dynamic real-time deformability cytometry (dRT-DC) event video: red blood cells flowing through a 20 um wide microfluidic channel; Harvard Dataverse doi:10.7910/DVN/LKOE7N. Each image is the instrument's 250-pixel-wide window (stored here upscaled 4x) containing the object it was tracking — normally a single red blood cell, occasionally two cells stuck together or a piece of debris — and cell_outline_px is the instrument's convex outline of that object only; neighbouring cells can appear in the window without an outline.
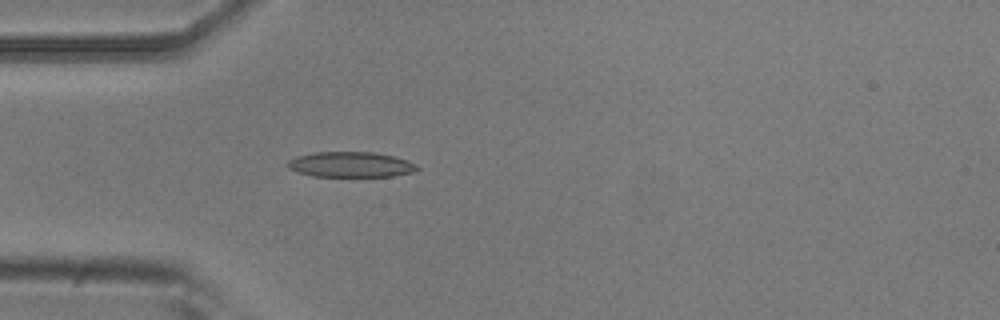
{"species": "common noctule bat (a hibernating species)", "species_latin": "Nyctalus noctula", "temperature_condition": "room temperature", "stored_images_in_passage": 5, "camera_frame_rate_fps": 3000, "um_per_image_px": 0.085, "animal": {"sex": "male", "body_mass_g": 20.5, "forearm_length_mm": 52.5}, "frame": {"image": 1, "passage_image": 5, "time_ms": 1.333, "image_size_px": [1000, 320], "cell_outline_px": [[420, 168], [416, 172], [392, 176], [312, 176], [296, 172], [288, 168], [288, 160], [296, 156], [312, 152], [376, 152], [392, 156], [416, 164]], "centroid_in_image_um": [29.79, 13.98], "position_along_channel_um": 55.2, "area_um2": 19.19}}